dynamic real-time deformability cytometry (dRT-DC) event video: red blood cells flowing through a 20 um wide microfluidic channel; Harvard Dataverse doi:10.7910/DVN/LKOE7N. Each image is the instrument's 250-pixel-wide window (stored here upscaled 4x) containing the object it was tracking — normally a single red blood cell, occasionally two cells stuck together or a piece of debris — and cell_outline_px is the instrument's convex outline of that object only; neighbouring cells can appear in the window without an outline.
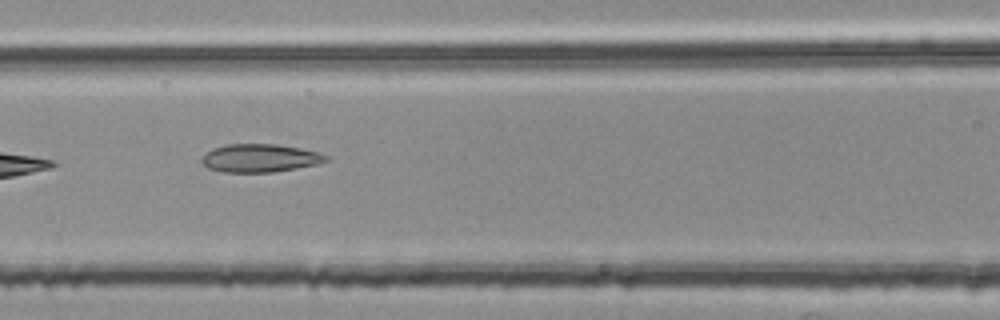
{"species": "common noctule bat (a hibernating species)", "species_latin": "Nyctalus noctula", "temperature_condition": "room temperature", "stored_images_in_passage": 3, "camera_frame_rate_fps": 3000, "um_per_image_px": 0.085, "animal": {"sex": "female", "body_mass_g": 25.1}, "frame": {"image": 1, "passage_image": 3, "time_ms": 0.667, "image_size_px": [1000, 320], "cell_outline_px": [[328, 160], [316, 164], [296, 168], [272, 172], [224, 172], [208, 168], [200, 160], [212, 148], [224, 144], [276, 144], [300, 148], [320, 152], [328, 156]], "centroid_in_image_um": [22.1, 13.43], "position_along_channel_um": 144.5, "area_um2": 20.29}}